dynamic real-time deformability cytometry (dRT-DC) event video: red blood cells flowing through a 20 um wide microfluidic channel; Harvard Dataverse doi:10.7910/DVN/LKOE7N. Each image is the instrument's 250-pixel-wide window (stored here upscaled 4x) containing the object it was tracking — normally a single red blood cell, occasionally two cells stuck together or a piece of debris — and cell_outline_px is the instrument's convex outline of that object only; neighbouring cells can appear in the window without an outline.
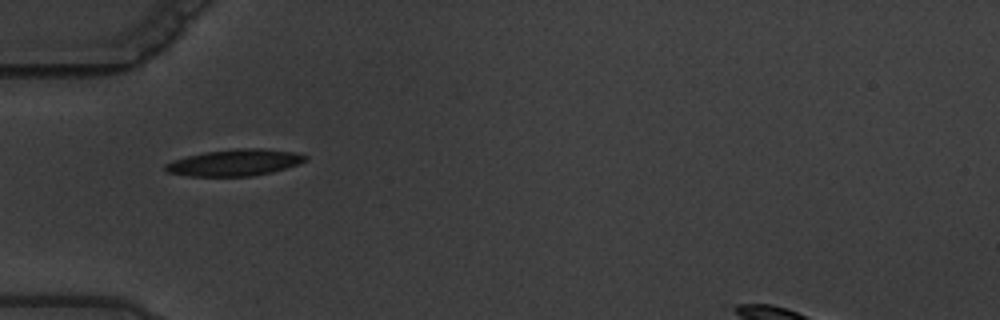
{"species": "common noctule bat (a hibernating species)", "species_latin": "Nyctalus noctula", "temperature_condition": "warm", "stored_images_in_passage": 6, "camera_frame_rate_fps": 3000, "um_per_image_px": 0.085, "animal": {"sex": "male", "body_mass_g": 19.5, "forearm_length_mm": 54.6}, "frame": {"image": 1, "passage_image": 5, "time_ms": 5.0, "image_size_px": [1000, 320], "cell_outline_px": [[308, 160], [300, 164], [272, 172], [252, 176], [188, 176], [168, 172], [164, 168], [164, 164], [172, 160], [204, 152], [236, 148], [264, 148], [296, 152], [308, 156]], "centroid_in_image_um": [19.99, 13.81], "position_along_channel_um": 65.0, "area_um2": 21.85}}